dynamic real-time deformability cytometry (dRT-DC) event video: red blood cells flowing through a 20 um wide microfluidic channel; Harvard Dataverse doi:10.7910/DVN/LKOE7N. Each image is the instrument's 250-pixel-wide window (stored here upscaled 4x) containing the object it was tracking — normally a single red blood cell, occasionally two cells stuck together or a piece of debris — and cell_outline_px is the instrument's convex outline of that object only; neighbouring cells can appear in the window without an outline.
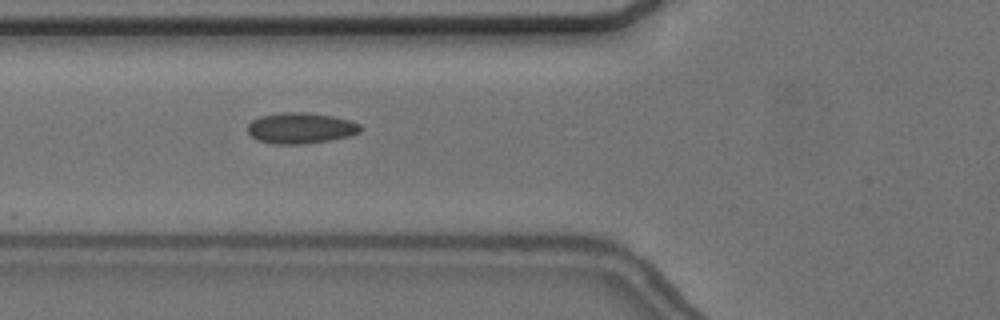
{"species": "common noctule bat (a hibernating species)", "species_latin": "Nyctalus noctula", "temperature_condition": "cold", "stored_images_in_passage": 36, "camera_frame_rate_fps": 3000, "um_per_image_px": 0.085, "animal": {"sex": "female", "body_mass_g": 24.6, "forearm_length_mm": 56.2}, "frame": {"image": 1, "passage_image": 4, "time_ms": 1.0, "image_size_px": [1000, 320], "cell_outline_px": [[364, 128], [360, 132], [348, 136], [328, 140], [304, 144], [272, 144], [256, 140], [248, 132], [248, 124], [252, 120], [260, 116], [284, 112], [304, 112], [332, 116], [352, 120], [360, 124]], "centroid_in_image_um": [25.57, 10.89], "position_along_channel_um": 100.2, "area_um2": 20.4}}
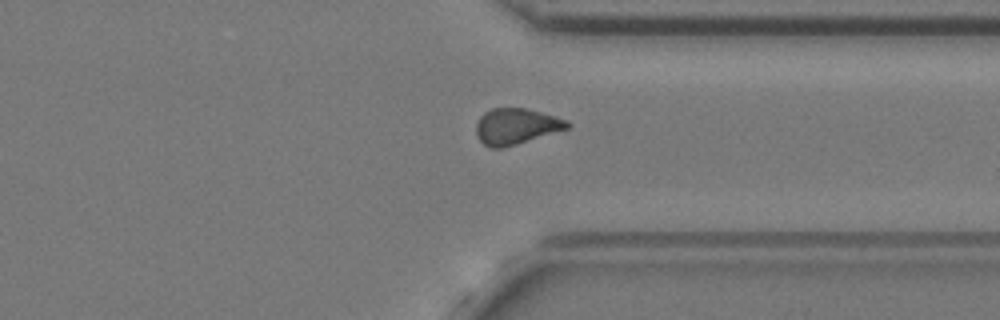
{"frame": {"image": 2, "passage_image": 26, "time_ms": 8.333, "image_size_px": [1000, 320], "cell_outline_px": [[572, 124], [568, 128], [504, 148], [492, 148], [484, 144], [480, 140], [476, 132], [476, 124], [480, 116], [484, 112], [492, 108], [524, 108], [540, 112], [568, 120]], "centroid_in_image_um": [43.86, 10.73], "position_along_channel_um": 367.5, "area_um2": 18.96}}
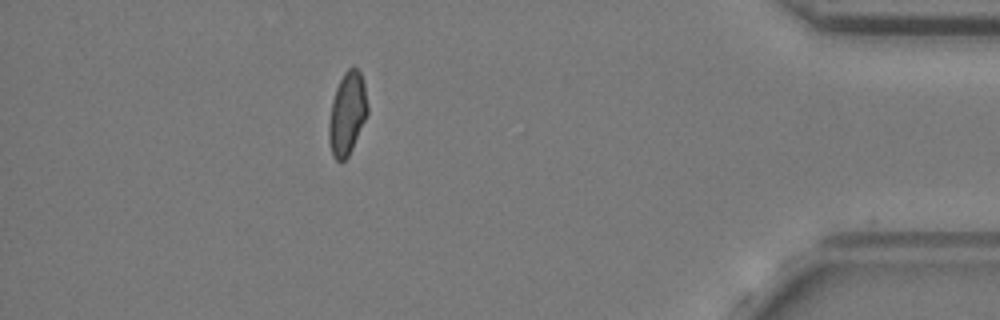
{"frame": {"image": 3, "passage_image": 33, "time_ms": 10.667, "image_size_px": [1000, 320], "cell_outline_px": [[368, 112], [352, 148], [348, 156], [340, 164], [332, 156], [328, 140], [328, 124], [332, 100], [336, 88], [344, 72], [352, 64], [360, 72], [364, 84], [368, 108]], "centroid_in_image_um": [29.49, 9.66], "position_along_channel_um": 405.7, "area_um2": 18.73}, "authors_computed_cell_mechanics": {"area_um2": 18.7561, "velocity_mm_per_s": 3.6428, "shape_relaxation_time_tau1_ms": null, "shape_relaxation_time_tau2_ms": 3.0336, "deformation_change_tau1": null, "deformation_change_tau2": 0.094}}